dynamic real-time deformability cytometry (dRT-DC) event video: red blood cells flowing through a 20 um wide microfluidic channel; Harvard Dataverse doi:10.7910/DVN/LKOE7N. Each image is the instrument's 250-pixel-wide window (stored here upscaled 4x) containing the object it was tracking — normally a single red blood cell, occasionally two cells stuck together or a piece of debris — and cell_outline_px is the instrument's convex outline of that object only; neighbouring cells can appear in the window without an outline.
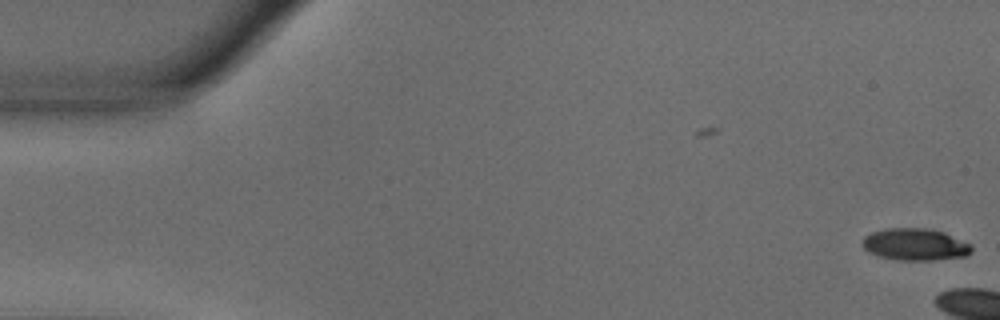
{"species": "common noctule bat (a hibernating species)", "species_latin": "Nyctalus noctula", "temperature_condition": "warm", "stored_images_in_passage": 5, "camera_frame_rate_fps": 3000, "um_per_image_px": 0.085, "animal": {"sex": "male", "body_mass_g": 18.8}, "frame": {"image": 1, "passage_image": 5, "time_ms": 1.333, "image_size_px": [1000, 320], "cell_outline_px": [[972, 252], [968, 256], [932, 260], [896, 260], [880, 256], [868, 252], [860, 244], [864, 236], [872, 232], [884, 228], [932, 228], [944, 232], [972, 244]], "centroid_in_image_um": [77.79, 20.77], "position_along_channel_um": 7.2, "area_um2": 20.69}}